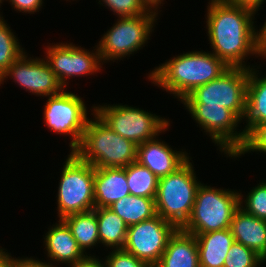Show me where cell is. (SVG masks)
<instances>
[{
	"instance_id": "6da1fadb",
	"label": "cell",
	"mask_w": 266,
	"mask_h": 267,
	"mask_svg": "<svg viewBox=\"0 0 266 267\" xmlns=\"http://www.w3.org/2000/svg\"><path fill=\"white\" fill-rule=\"evenodd\" d=\"M208 4L206 27L212 53L228 67L250 68L243 60L249 54L262 56L258 30L252 21L256 13L225 0H211Z\"/></svg>"
},
{
	"instance_id": "7a4b0ae2",
	"label": "cell",
	"mask_w": 266,
	"mask_h": 267,
	"mask_svg": "<svg viewBox=\"0 0 266 267\" xmlns=\"http://www.w3.org/2000/svg\"><path fill=\"white\" fill-rule=\"evenodd\" d=\"M229 67L214 53L191 51L159 65L148 76L181 101L195 88L218 78Z\"/></svg>"
},
{
	"instance_id": "3957f363",
	"label": "cell",
	"mask_w": 266,
	"mask_h": 267,
	"mask_svg": "<svg viewBox=\"0 0 266 267\" xmlns=\"http://www.w3.org/2000/svg\"><path fill=\"white\" fill-rule=\"evenodd\" d=\"M88 120L80 144L73 153L95 168H125L137 160V144L125 139L93 113Z\"/></svg>"
},
{
	"instance_id": "277c9868",
	"label": "cell",
	"mask_w": 266,
	"mask_h": 267,
	"mask_svg": "<svg viewBox=\"0 0 266 267\" xmlns=\"http://www.w3.org/2000/svg\"><path fill=\"white\" fill-rule=\"evenodd\" d=\"M195 175L188 159L176 171L158 179L156 214L178 229L186 224L192 213L196 191L201 184Z\"/></svg>"
},
{
	"instance_id": "5b68a950",
	"label": "cell",
	"mask_w": 266,
	"mask_h": 267,
	"mask_svg": "<svg viewBox=\"0 0 266 267\" xmlns=\"http://www.w3.org/2000/svg\"><path fill=\"white\" fill-rule=\"evenodd\" d=\"M239 207L238 192L201 183L196 191L191 216L181 229L190 234L228 229Z\"/></svg>"
},
{
	"instance_id": "8992f818",
	"label": "cell",
	"mask_w": 266,
	"mask_h": 267,
	"mask_svg": "<svg viewBox=\"0 0 266 267\" xmlns=\"http://www.w3.org/2000/svg\"><path fill=\"white\" fill-rule=\"evenodd\" d=\"M62 169L56 196L59 219L93 210L95 167L70 152Z\"/></svg>"
},
{
	"instance_id": "52a82bcc",
	"label": "cell",
	"mask_w": 266,
	"mask_h": 267,
	"mask_svg": "<svg viewBox=\"0 0 266 267\" xmlns=\"http://www.w3.org/2000/svg\"><path fill=\"white\" fill-rule=\"evenodd\" d=\"M249 68L229 67L218 78L195 88L183 103H204L232 110L241 120L246 112V89Z\"/></svg>"
},
{
	"instance_id": "ba28073f",
	"label": "cell",
	"mask_w": 266,
	"mask_h": 267,
	"mask_svg": "<svg viewBox=\"0 0 266 267\" xmlns=\"http://www.w3.org/2000/svg\"><path fill=\"white\" fill-rule=\"evenodd\" d=\"M114 132L139 145L154 139L170 125L165 118L128 105H97L92 107Z\"/></svg>"
},
{
	"instance_id": "9c48e42d",
	"label": "cell",
	"mask_w": 266,
	"mask_h": 267,
	"mask_svg": "<svg viewBox=\"0 0 266 267\" xmlns=\"http://www.w3.org/2000/svg\"><path fill=\"white\" fill-rule=\"evenodd\" d=\"M193 119L211 137L227 157H235L246 142L245 131H235L241 119L223 106H206L204 103H182ZM229 155V156H228Z\"/></svg>"
},
{
	"instance_id": "30bf717a",
	"label": "cell",
	"mask_w": 266,
	"mask_h": 267,
	"mask_svg": "<svg viewBox=\"0 0 266 267\" xmlns=\"http://www.w3.org/2000/svg\"><path fill=\"white\" fill-rule=\"evenodd\" d=\"M158 14L149 11L135 17H120L99 41L98 50L103 62L118 60L136 52L149 39Z\"/></svg>"
},
{
	"instance_id": "8fae6325",
	"label": "cell",
	"mask_w": 266,
	"mask_h": 267,
	"mask_svg": "<svg viewBox=\"0 0 266 267\" xmlns=\"http://www.w3.org/2000/svg\"><path fill=\"white\" fill-rule=\"evenodd\" d=\"M87 107L78 95L65 92L64 89L48 97L44 105L45 124L58 134H67L70 141L71 152L80 144L83 131L88 122Z\"/></svg>"
},
{
	"instance_id": "7c38bea8",
	"label": "cell",
	"mask_w": 266,
	"mask_h": 267,
	"mask_svg": "<svg viewBox=\"0 0 266 267\" xmlns=\"http://www.w3.org/2000/svg\"><path fill=\"white\" fill-rule=\"evenodd\" d=\"M177 229L173 223L156 215L128 227L123 250L154 267Z\"/></svg>"
},
{
	"instance_id": "4fadbf2b",
	"label": "cell",
	"mask_w": 266,
	"mask_h": 267,
	"mask_svg": "<svg viewBox=\"0 0 266 267\" xmlns=\"http://www.w3.org/2000/svg\"><path fill=\"white\" fill-rule=\"evenodd\" d=\"M96 50V51H95ZM95 51V53H93ZM94 51L89 52L80 46L69 44H52L46 47V61L54 71L59 83L65 88L67 78L84 76L99 72L102 68V59L96 46Z\"/></svg>"
},
{
	"instance_id": "5bb4252c",
	"label": "cell",
	"mask_w": 266,
	"mask_h": 267,
	"mask_svg": "<svg viewBox=\"0 0 266 267\" xmlns=\"http://www.w3.org/2000/svg\"><path fill=\"white\" fill-rule=\"evenodd\" d=\"M28 55L24 52L1 77V84L6 78L16 81L20 87H23L30 93L38 96H52L60 93L64 87L59 83L54 71L49 63L44 59H27Z\"/></svg>"
},
{
	"instance_id": "9a60e30c",
	"label": "cell",
	"mask_w": 266,
	"mask_h": 267,
	"mask_svg": "<svg viewBox=\"0 0 266 267\" xmlns=\"http://www.w3.org/2000/svg\"><path fill=\"white\" fill-rule=\"evenodd\" d=\"M156 138L137 145L136 161L148 168L159 179L176 171L190 158L187 153L177 152Z\"/></svg>"
},
{
	"instance_id": "2e32d148",
	"label": "cell",
	"mask_w": 266,
	"mask_h": 267,
	"mask_svg": "<svg viewBox=\"0 0 266 267\" xmlns=\"http://www.w3.org/2000/svg\"><path fill=\"white\" fill-rule=\"evenodd\" d=\"M130 195L126 167L95 168V208L110 207L115 201Z\"/></svg>"
},
{
	"instance_id": "e0dca14e",
	"label": "cell",
	"mask_w": 266,
	"mask_h": 267,
	"mask_svg": "<svg viewBox=\"0 0 266 267\" xmlns=\"http://www.w3.org/2000/svg\"><path fill=\"white\" fill-rule=\"evenodd\" d=\"M230 230L236 242L253 250L266 261V220L239 207L230 223Z\"/></svg>"
},
{
	"instance_id": "ac0fdd59",
	"label": "cell",
	"mask_w": 266,
	"mask_h": 267,
	"mask_svg": "<svg viewBox=\"0 0 266 267\" xmlns=\"http://www.w3.org/2000/svg\"><path fill=\"white\" fill-rule=\"evenodd\" d=\"M154 267H200L195 235L177 229Z\"/></svg>"
},
{
	"instance_id": "d6986e66",
	"label": "cell",
	"mask_w": 266,
	"mask_h": 267,
	"mask_svg": "<svg viewBox=\"0 0 266 267\" xmlns=\"http://www.w3.org/2000/svg\"><path fill=\"white\" fill-rule=\"evenodd\" d=\"M46 233L44 238L47 255L52 261L67 263L68 266L82 260L86 255L78 247L76 239L73 237L71 229L59 219Z\"/></svg>"
},
{
	"instance_id": "ffe728a7",
	"label": "cell",
	"mask_w": 266,
	"mask_h": 267,
	"mask_svg": "<svg viewBox=\"0 0 266 267\" xmlns=\"http://www.w3.org/2000/svg\"><path fill=\"white\" fill-rule=\"evenodd\" d=\"M193 235L197 241L200 267H224L225 257L235 241L230 228Z\"/></svg>"
},
{
	"instance_id": "44dd1931",
	"label": "cell",
	"mask_w": 266,
	"mask_h": 267,
	"mask_svg": "<svg viewBox=\"0 0 266 267\" xmlns=\"http://www.w3.org/2000/svg\"><path fill=\"white\" fill-rule=\"evenodd\" d=\"M257 69L249 68L246 89V112L244 128L246 137L259 125L266 122V75H256ZM259 77V78H258Z\"/></svg>"
},
{
	"instance_id": "7402d4cb",
	"label": "cell",
	"mask_w": 266,
	"mask_h": 267,
	"mask_svg": "<svg viewBox=\"0 0 266 267\" xmlns=\"http://www.w3.org/2000/svg\"><path fill=\"white\" fill-rule=\"evenodd\" d=\"M129 227L156 216L155 198L128 195L109 207Z\"/></svg>"
},
{
	"instance_id": "603a6c76",
	"label": "cell",
	"mask_w": 266,
	"mask_h": 267,
	"mask_svg": "<svg viewBox=\"0 0 266 267\" xmlns=\"http://www.w3.org/2000/svg\"><path fill=\"white\" fill-rule=\"evenodd\" d=\"M100 243L113 249H123L128 226L109 207L96 208Z\"/></svg>"
},
{
	"instance_id": "cb8c5ba5",
	"label": "cell",
	"mask_w": 266,
	"mask_h": 267,
	"mask_svg": "<svg viewBox=\"0 0 266 267\" xmlns=\"http://www.w3.org/2000/svg\"><path fill=\"white\" fill-rule=\"evenodd\" d=\"M62 220L71 229L83 253L92 246H96V243H100L96 208L88 212L70 214Z\"/></svg>"
},
{
	"instance_id": "d4e9b609",
	"label": "cell",
	"mask_w": 266,
	"mask_h": 267,
	"mask_svg": "<svg viewBox=\"0 0 266 267\" xmlns=\"http://www.w3.org/2000/svg\"><path fill=\"white\" fill-rule=\"evenodd\" d=\"M129 192L134 196L155 198L158 178L148 168L135 161L126 167Z\"/></svg>"
},
{
	"instance_id": "484cf974",
	"label": "cell",
	"mask_w": 266,
	"mask_h": 267,
	"mask_svg": "<svg viewBox=\"0 0 266 267\" xmlns=\"http://www.w3.org/2000/svg\"><path fill=\"white\" fill-rule=\"evenodd\" d=\"M19 41L12 29L5 22L4 18L0 19V76L8 70V68L16 61L23 53Z\"/></svg>"
},
{
	"instance_id": "4316f807",
	"label": "cell",
	"mask_w": 266,
	"mask_h": 267,
	"mask_svg": "<svg viewBox=\"0 0 266 267\" xmlns=\"http://www.w3.org/2000/svg\"><path fill=\"white\" fill-rule=\"evenodd\" d=\"M264 262L256 252L234 241L225 257L224 267H258Z\"/></svg>"
},
{
	"instance_id": "83f0119b",
	"label": "cell",
	"mask_w": 266,
	"mask_h": 267,
	"mask_svg": "<svg viewBox=\"0 0 266 267\" xmlns=\"http://www.w3.org/2000/svg\"><path fill=\"white\" fill-rule=\"evenodd\" d=\"M239 195L241 209L259 219L266 220V182L263 181L257 187H253L246 199H244L245 201L241 192ZM243 201L245 202V207L243 206Z\"/></svg>"
},
{
	"instance_id": "f1b7e54d",
	"label": "cell",
	"mask_w": 266,
	"mask_h": 267,
	"mask_svg": "<svg viewBox=\"0 0 266 267\" xmlns=\"http://www.w3.org/2000/svg\"><path fill=\"white\" fill-rule=\"evenodd\" d=\"M101 1L105 4V7L108 6L119 18L135 17L149 12L141 0H99V4H102Z\"/></svg>"
},
{
	"instance_id": "f546056e",
	"label": "cell",
	"mask_w": 266,
	"mask_h": 267,
	"mask_svg": "<svg viewBox=\"0 0 266 267\" xmlns=\"http://www.w3.org/2000/svg\"><path fill=\"white\" fill-rule=\"evenodd\" d=\"M105 259L106 267H151L147 262L123 249H114Z\"/></svg>"
},
{
	"instance_id": "4dcf8cb0",
	"label": "cell",
	"mask_w": 266,
	"mask_h": 267,
	"mask_svg": "<svg viewBox=\"0 0 266 267\" xmlns=\"http://www.w3.org/2000/svg\"><path fill=\"white\" fill-rule=\"evenodd\" d=\"M260 151L266 153V122L259 124L246 138L243 148L235 156L239 157L246 152Z\"/></svg>"
},
{
	"instance_id": "1f68e13d",
	"label": "cell",
	"mask_w": 266,
	"mask_h": 267,
	"mask_svg": "<svg viewBox=\"0 0 266 267\" xmlns=\"http://www.w3.org/2000/svg\"><path fill=\"white\" fill-rule=\"evenodd\" d=\"M8 1V0H7ZM10 4L13 5L15 10L22 11V13L38 12L42 6V0H9Z\"/></svg>"
},
{
	"instance_id": "d6a6232c",
	"label": "cell",
	"mask_w": 266,
	"mask_h": 267,
	"mask_svg": "<svg viewBox=\"0 0 266 267\" xmlns=\"http://www.w3.org/2000/svg\"><path fill=\"white\" fill-rule=\"evenodd\" d=\"M9 267H54V265L50 262L46 263V262H42V261H38L36 259L33 258H20V259H15L11 258Z\"/></svg>"
},
{
	"instance_id": "836d02e7",
	"label": "cell",
	"mask_w": 266,
	"mask_h": 267,
	"mask_svg": "<svg viewBox=\"0 0 266 267\" xmlns=\"http://www.w3.org/2000/svg\"><path fill=\"white\" fill-rule=\"evenodd\" d=\"M86 256L82 259L79 260L78 262H75L70 265V267H106L105 263L103 264V261H99L98 258H95V256H89L85 252Z\"/></svg>"
},
{
	"instance_id": "e575fe53",
	"label": "cell",
	"mask_w": 266,
	"mask_h": 267,
	"mask_svg": "<svg viewBox=\"0 0 266 267\" xmlns=\"http://www.w3.org/2000/svg\"><path fill=\"white\" fill-rule=\"evenodd\" d=\"M226 2L237 5L243 8L252 10L254 13H257L259 7L263 4L265 0H225Z\"/></svg>"
},
{
	"instance_id": "d590c367",
	"label": "cell",
	"mask_w": 266,
	"mask_h": 267,
	"mask_svg": "<svg viewBox=\"0 0 266 267\" xmlns=\"http://www.w3.org/2000/svg\"><path fill=\"white\" fill-rule=\"evenodd\" d=\"M162 1L163 0H141V2L149 11H152L154 13L157 12V14H158L157 8L159 5L161 6Z\"/></svg>"
},
{
	"instance_id": "8d00e7d4",
	"label": "cell",
	"mask_w": 266,
	"mask_h": 267,
	"mask_svg": "<svg viewBox=\"0 0 266 267\" xmlns=\"http://www.w3.org/2000/svg\"><path fill=\"white\" fill-rule=\"evenodd\" d=\"M4 249L0 248V267H9L11 261V255L8 252L3 251Z\"/></svg>"
},
{
	"instance_id": "74e56055",
	"label": "cell",
	"mask_w": 266,
	"mask_h": 267,
	"mask_svg": "<svg viewBox=\"0 0 266 267\" xmlns=\"http://www.w3.org/2000/svg\"><path fill=\"white\" fill-rule=\"evenodd\" d=\"M258 40L261 48L266 45V22L263 27L258 31Z\"/></svg>"
},
{
	"instance_id": "f35d334b",
	"label": "cell",
	"mask_w": 266,
	"mask_h": 267,
	"mask_svg": "<svg viewBox=\"0 0 266 267\" xmlns=\"http://www.w3.org/2000/svg\"><path fill=\"white\" fill-rule=\"evenodd\" d=\"M262 56L266 58V45L262 48Z\"/></svg>"
},
{
	"instance_id": "ab89813d",
	"label": "cell",
	"mask_w": 266,
	"mask_h": 267,
	"mask_svg": "<svg viewBox=\"0 0 266 267\" xmlns=\"http://www.w3.org/2000/svg\"><path fill=\"white\" fill-rule=\"evenodd\" d=\"M2 1H3V0H0V5H1ZM2 18H3V17H1V15H0V19H2Z\"/></svg>"
}]
</instances>
